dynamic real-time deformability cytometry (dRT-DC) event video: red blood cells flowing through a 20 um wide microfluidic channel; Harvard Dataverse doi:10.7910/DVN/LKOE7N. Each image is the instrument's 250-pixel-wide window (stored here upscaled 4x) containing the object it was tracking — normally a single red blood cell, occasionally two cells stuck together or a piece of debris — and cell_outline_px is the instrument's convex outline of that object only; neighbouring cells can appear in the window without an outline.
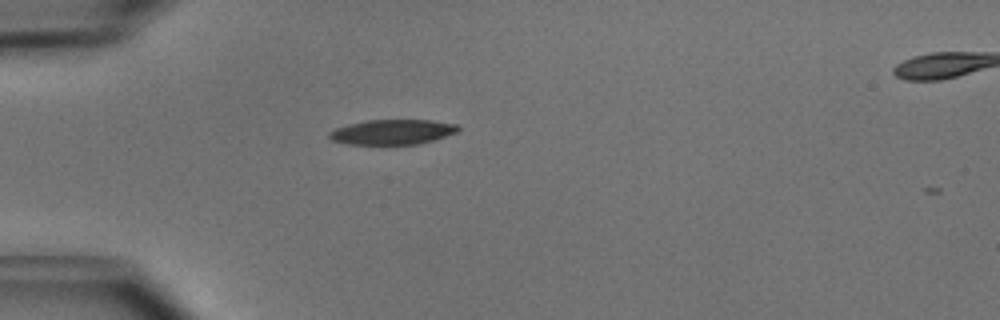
{"species": "common noctule bat (a hibernating species)", "species_latin": "Nyctalus noctula", "temperature_condition": "cold", "stored_images_in_passage": 2, "camera_frame_rate_fps": 3000, "um_per_image_px": 0.085, "animal": {"sex": "male", "body_mass_g": 15.6}, "frame": {"image": 1, "passage_image": 1, "time_ms": 0.0, "image_size_px": [1000, 320], "cell_outline_px": [[460, 128], [456, 132], [420, 144], [396, 148], [348, 144], [332, 140], [328, 136], [328, 132], [336, 128], [348, 124], [368, 120], [432, 120], [456, 124]], "centroid_in_image_um": [33.31, 11.27], "position_along_channel_um": 51.7, "area_um2": 19.65}}